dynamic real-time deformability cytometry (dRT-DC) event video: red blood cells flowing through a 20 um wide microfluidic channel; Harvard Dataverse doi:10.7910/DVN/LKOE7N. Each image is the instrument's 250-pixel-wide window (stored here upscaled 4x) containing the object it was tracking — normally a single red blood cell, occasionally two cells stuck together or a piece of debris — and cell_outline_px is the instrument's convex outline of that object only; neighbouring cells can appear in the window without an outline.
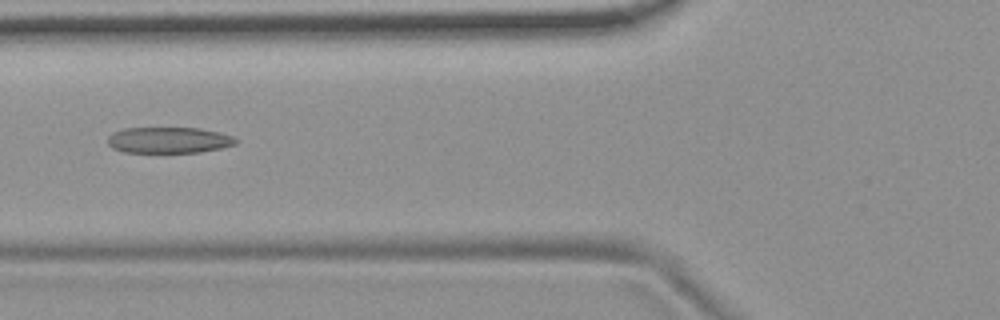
{"species": "common noctule bat (a hibernating species)", "species_latin": "Nyctalus noctula", "temperature_condition": "room temperature", "stored_images_in_passage": 9, "camera_frame_rate_fps": 3000, "um_per_image_px": 0.085, "animal": {"sex": "female", "body_mass_g": 19.9}, "frame": {"image": 1, "passage_image": 6, "time_ms": 6.667, "image_size_px": [1000, 320], "cell_outline_px": [[240, 140], [236, 144], [220, 148], [200, 152], [124, 152], [112, 148], [108, 144], [108, 136], [112, 132], [124, 128], [200, 128], [232, 136]], "centroid_in_image_um": [14.33, 11.91], "position_along_channel_um": 111.5, "area_um2": 19.42}}
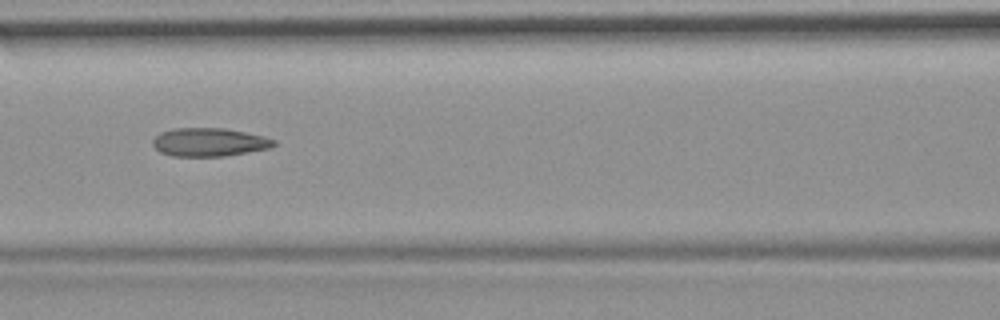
{"frame": {"image": 2, "passage_image": 7, "time_ms": 7.667, "image_size_px": [1000, 320], "cell_outline_px": [[276, 144], [272, 148], [224, 156], [172, 156], [160, 152], [152, 144], [152, 140], [160, 132], [176, 128], [224, 128], [264, 136], [276, 140]], "centroid_in_image_um": [17.8, 12.08], "position_along_channel_um": 148.8, "area_um2": 20.06}}